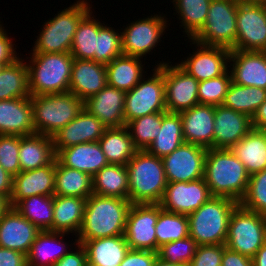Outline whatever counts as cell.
I'll list each match as a JSON object with an SVG mask.
<instances>
[{"label":"cell","mask_w":266,"mask_h":266,"mask_svg":"<svg viewBox=\"0 0 266 266\" xmlns=\"http://www.w3.org/2000/svg\"><path fill=\"white\" fill-rule=\"evenodd\" d=\"M158 134L146 149L151 155L163 158L185 143L180 113L162 112L161 130Z\"/></svg>","instance_id":"obj_35"},{"label":"cell","mask_w":266,"mask_h":266,"mask_svg":"<svg viewBox=\"0 0 266 266\" xmlns=\"http://www.w3.org/2000/svg\"><path fill=\"white\" fill-rule=\"evenodd\" d=\"M107 85L106 65L92 60L74 58L69 92L83 102L99 93Z\"/></svg>","instance_id":"obj_25"},{"label":"cell","mask_w":266,"mask_h":266,"mask_svg":"<svg viewBox=\"0 0 266 266\" xmlns=\"http://www.w3.org/2000/svg\"><path fill=\"white\" fill-rule=\"evenodd\" d=\"M56 159L49 165L21 171L13 177V192L9 206L33 195L54 196Z\"/></svg>","instance_id":"obj_23"},{"label":"cell","mask_w":266,"mask_h":266,"mask_svg":"<svg viewBox=\"0 0 266 266\" xmlns=\"http://www.w3.org/2000/svg\"><path fill=\"white\" fill-rule=\"evenodd\" d=\"M89 3L88 0H77L46 20L35 39L32 53H70L78 24L92 9Z\"/></svg>","instance_id":"obj_6"},{"label":"cell","mask_w":266,"mask_h":266,"mask_svg":"<svg viewBox=\"0 0 266 266\" xmlns=\"http://www.w3.org/2000/svg\"><path fill=\"white\" fill-rule=\"evenodd\" d=\"M253 129L252 118L222 105L215 106L214 148L231 149Z\"/></svg>","instance_id":"obj_20"},{"label":"cell","mask_w":266,"mask_h":266,"mask_svg":"<svg viewBox=\"0 0 266 266\" xmlns=\"http://www.w3.org/2000/svg\"><path fill=\"white\" fill-rule=\"evenodd\" d=\"M207 149L183 143L171 154L162 158L167 183L190 182L204 178Z\"/></svg>","instance_id":"obj_15"},{"label":"cell","mask_w":266,"mask_h":266,"mask_svg":"<svg viewBox=\"0 0 266 266\" xmlns=\"http://www.w3.org/2000/svg\"><path fill=\"white\" fill-rule=\"evenodd\" d=\"M0 266H27L26 255L0 247Z\"/></svg>","instance_id":"obj_54"},{"label":"cell","mask_w":266,"mask_h":266,"mask_svg":"<svg viewBox=\"0 0 266 266\" xmlns=\"http://www.w3.org/2000/svg\"><path fill=\"white\" fill-rule=\"evenodd\" d=\"M234 50L266 51L265 4L238 2Z\"/></svg>","instance_id":"obj_12"},{"label":"cell","mask_w":266,"mask_h":266,"mask_svg":"<svg viewBox=\"0 0 266 266\" xmlns=\"http://www.w3.org/2000/svg\"><path fill=\"white\" fill-rule=\"evenodd\" d=\"M265 100L266 89L254 86H241L231 82L222 106L245 113L253 118Z\"/></svg>","instance_id":"obj_39"},{"label":"cell","mask_w":266,"mask_h":266,"mask_svg":"<svg viewBox=\"0 0 266 266\" xmlns=\"http://www.w3.org/2000/svg\"><path fill=\"white\" fill-rule=\"evenodd\" d=\"M250 175L230 149H207L204 179L212 196L227 197L240 202Z\"/></svg>","instance_id":"obj_2"},{"label":"cell","mask_w":266,"mask_h":266,"mask_svg":"<svg viewBox=\"0 0 266 266\" xmlns=\"http://www.w3.org/2000/svg\"><path fill=\"white\" fill-rule=\"evenodd\" d=\"M198 244L190 236L163 244L158 249V257L169 263L188 266L193 259Z\"/></svg>","instance_id":"obj_47"},{"label":"cell","mask_w":266,"mask_h":266,"mask_svg":"<svg viewBox=\"0 0 266 266\" xmlns=\"http://www.w3.org/2000/svg\"><path fill=\"white\" fill-rule=\"evenodd\" d=\"M168 62L164 63L166 111L180 113L199 104V81L178 64Z\"/></svg>","instance_id":"obj_14"},{"label":"cell","mask_w":266,"mask_h":266,"mask_svg":"<svg viewBox=\"0 0 266 266\" xmlns=\"http://www.w3.org/2000/svg\"><path fill=\"white\" fill-rule=\"evenodd\" d=\"M211 197L204 178L190 182H169L159 204L166 211L188 215Z\"/></svg>","instance_id":"obj_16"},{"label":"cell","mask_w":266,"mask_h":266,"mask_svg":"<svg viewBox=\"0 0 266 266\" xmlns=\"http://www.w3.org/2000/svg\"><path fill=\"white\" fill-rule=\"evenodd\" d=\"M239 0H211L202 29L191 39L201 45L234 50Z\"/></svg>","instance_id":"obj_8"},{"label":"cell","mask_w":266,"mask_h":266,"mask_svg":"<svg viewBox=\"0 0 266 266\" xmlns=\"http://www.w3.org/2000/svg\"><path fill=\"white\" fill-rule=\"evenodd\" d=\"M229 64L232 82L266 89V51L231 50Z\"/></svg>","instance_id":"obj_22"},{"label":"cell","mask_w":266,"mask_h":266,"mask_svg":"<svg viewBox=\"0 0 266 266\" xmlns=\"http://www.w3.org/2000/svg\"><path fill=\"white\" fill-rule=\"evenodd\" d=\"M225 244L199 245L188 266H221Z\"/></svg>","instance_id":"obj_50"},{"label":"cell","mask_w":266,"mask_h":266,"mask_svg":"<svg viewBox=\"0 0 266 266\" xmlns=\"http://www.w3.org/2000/svg\"><path fill=\"white\" fill-rule=\"evenodd\" d=\"M9 207V202L2 195H0V218Z\"/></svg>","instance_id":"obj_59"},{"label":"cell","mask_w":266,"mask_h":266,"mask_svg":"<svg viewBox=\"0 0 266 266\" xmlns=\"http://www.w3.org/2000/svg\"><path fill=\"white\" fill-rule=\"evenodd\" d=\"M92 180L93 194L128 199L129 178L126 165L108 164Z\"/></svg>","instance_id":"obj_37"},{"label":"cell","mask_w":266,"mask_h":266,"mask_svg":"<svg viewBox=\"0 0 266 266\" xmlns=\"http://www.w3.org/2000/svg\"><path fill=\"white\" fill-rule=\"evenodd\" d=\"M56 159L68 168L83 171L92 177L108 165L99 142L73 145L56 152Z\"/></svg>","instance_id":"obj_27"},{"label":"cell","mask_w":266,"mask_h":266,"mask_svg":"<svg viewBox=\"0 0 266 266\" xmlns=\"http://www.w3.org/2000/svg\"><path fill=\"white\" fill-rule=\"evenodd\" d=\"M230 150L245 166L249 175L266 168V136L262 130L252 129Z\"/></svg>","instance_id":"obj_32"},{"label":"cell","mask_w":266,"mask_h":266,"mask_svg":"<svg viewBox=\"0 0 266 266\" xmlns=\"http://www.w3.org/2000/svg\"><path fill=\"white\" fill-rule=\"evenodd\" d=\"M239 203L227 197L212 196L187 215L189 236L198 245L225 244L231 213Z\"/></svg>","instance_id":"obj_5"},{"label":"cell","mask_w":266,"mask_h":266,"mask_svg":"<svg viewBox=\"0 0 266 266\" xmlns=\"http://www.w3.org/2000/svg\"><path fill=\"white\" fill-rule=\"evenodd\" d=\"M157 252L163 244L187 238L189 236V221L187 215L161 209L155 225Z\"/></svg>","instance_id":"obj_43"},{"label":"cell","mask_w":266,"mask_h":266,"mask_svg":"<svg viewBox=\"0 0 266 266\" xmlns=\"http://www.w3.org/2000/svg\"><path fill=\"white\" fill-rule=\"evenodd\" d=\"M90 10L78 24L70 54L80 60H92L96 52L97 34L104 23L100 22ZM95 18V19H94Z\"/></svg>","instance_id":"obj_40"},{"label":"cell","mask_w":266,"mask_h":266,"mask_svg":"<svg viewBox=\"0 0 266 266\" xmlns=\"http://www.w3.org/2000/svg\"><path fill=\"white\" fill-rule=\"evenodd\" d=\"M98 142L109 164L127 165L138 151L125 126L108 128Z\"/></svg>","instance_id":"obj_36"},{"label":"cell","mask_w":266,"mask_h":266,"mask_svg":"<svg viewBox=\"0 0 266 266\" xmlns=\"http://www.w3.org/2000/svg\"><path fill=\"white\" fill-rule=\"evenodd\" d=\"M107 129L97 117L83 108L71 122L52 136L54 150L57 152L81 143L98 142Z\"/></svg>","instance_id":"obj_18"},{"label":"cell","mask_w":266,"mask_h":266,"mask_svg":"<svg viewBox=\"0 0 266 266\" xmlns=\"http://www.w3.org/2000/svg\"><path fill=\"white\" fill-rule=\"evenodd\" d=\"M66 234L69 235L64 232L40 231L26 255L27 266H52L59 261L72 250L68 249V243L63 242Z\"/></svg>","instance_id":"obj_28"},{"label":"cell","mask_w":266,"mask_h":266,"mask_svg":"<svg viewBox=\"0 0 266 266\" xmlns=\"http://www.w3.org/2000/svg\"><path fill=\"white\" fill-rule=\"evenodd\" d=\"M6 32V29L2 26L0 28V63L8 66L13 64L20 57L15 50L17 46L13 44L12 39H10L11 36H9Z\"/></svg>","instance_id":"obj_52"},{"label":"cell","mask_w":266,"mask_h":266,"mask_svg":"<svg viewBox=\"0 0 266 266\" xmlns=\"http://www.w3.org/2000/svg\"><path fill=\"white\" fill-rule=\"evenodd\" d=\"M176 13L181 20L183 33L189 41L202 29L206 22L211 0H173Z\"/></svg>","instance_id":"obj_42"},{"label":"cell","mask_w":266,"mask_h":266,"mask_svg":"<svg viewBox=\"0 0 266 266\" xmlns=\"http://www.w3.org/2000/svg\"><path fill=\"white\" fill-rule=\"evenodd\" d=\"M86 251L91 266H119L129 251L124 235L77 241Z\"/></svg>","instance_id":"obj_29"},{"label":"cell","mask_w":266,"mask_h":266,"mask_svg":"<svg viewBox=\"0 0 266 266\" xmlns=\"http://www.w3.org/2000/svg\"><path fill=\"white\" fill-rule=\"evenodd\" d=\"M55 159L56 152L52 137L43 134L20 136V172L44 167L51 164Z\"/></svg>","instance_id":"obj_30"},{"label":"cell","mask_w":266,"mask_h":266,"mask_svg":"<svg viewBox=\"0 0 266 266\" xmlns=\"http://www.w3.org/2000/svg\"><path fill=\"white\" fill-rule=\"evenodd\" d=\"M30 95L69 92L74 57L70 53H30Z\"/></svg>","instance_id":"obj_4"},{"label":"cell","mask_w":266,"mask_h":266,"mask_svg":"<svg viewBox=\"0 0 266 266\" xmlns=\"http://www.w3.org/2000/svg\"><path fill=\"white\" fill-rule=\"evenodd\" d=\"M166 15L162 16L158 14H151L145 19H138L135 22L132 21L129 26L121 32L122 50L124 55H130L134 57L146 58V54L150 55L151 50L157 47L161 42V37L165 33L167 28ZM165 18V19H164ZM145 55V56H144Z\"/></svg>","instance_id":"obj_11"},{"label":"cell","mask_w":266,"mask_h":266,"mask_svg":"<svg viewBox=\"0 0 266 266\" xmlns=\"http://www.w3.org/2000/svg\"><path fill=\"white\" fill-rule=\"evenodd\" d=\"M266 242V216L238 204L231 213L225 246L252 258Z\"/></svg>","instance_id":"obj_9"},{"label":"cell","mask_w":266,"mask_h":266,"mask_svg":"<svg viewBox=\"0 0 266 266\" xmlns=\"http://www.w3.org/2000/svg\"><path fill=\"white\" fill-rule=\"evenodd\" d=\"M86 198L54 196L52 231L77 236L85 213Z\"/></svg>","instance_id":"obj_31"},{"label":"cell","mask_w":266,"mask_h":266,"mask_svg":"<svg viewBox=\"0 0 266 266\" xmlns=\"http://www.w3.org/2000/svg\"><path fill=\"white\" fill-rule=\"evenodd\" d=\"M221 266H253L252 258L233 251L225 246Z\"/></svg>","instance_id":"obj_55"},{"label":"cell","mask_w":266,"mask_h":266,"mask_svg":"<svg viewBox=\"0 0 266 266\" xmlns=\"http://www.w3.org/2000/svg\"><path fill=\"white\" fill-rule=\"evenodd\" d=\"M30 96L28 65L19 58L0 72V100Z\"/></svg>","instance_id":"obj_38"},{"label":"cell","mask_w":266,"mask_h":266,"mask_svg":"<svg viewBox=\"0 0 266 266\" xmlns=\"http://www.w3.org/2000/svg\"><path fill=\"white\" fill-rule=\"evenodd\" d=\"M126 92L106 85L99 93L84 101V108L108 128L124 127Z\"/></svg>","instance_id":"obj_24"},{"label":"cell","mask_w":266,"mask_h":266,"mask_svg":"<svg viewBox=\"0 0 266 266\" xmlns=\"http://www.w3.org/2000/svg\"><path fill=\"white\" fill-rule=\"evenodd\" d=\"M132 203L128 199L92 194L86 199L85 213L77 241L124 235Z\"/></svg>","instance_id":"obj_1"},{"label":"cell","mask_w":266,"mask_h":266,"mask_svg":"<svg viewBox=\"0 0 266 266\" xmlns=\"http://www.w3.org/2000/svg\"><path fill=\"white\" fill-rule=\"evenodd\" d=\"M160 204H132L125 225L124 237L131 250L157 252L155 225Z\"/></svg>","instance_id":"obj_13"},{"label":"cell","mask_w":266,"mask_h":266,"mask_svg":"<svg viewBox=\"0 0 266 266\" xmlns=\"http://www.w3.org/2000/svg\"><path fill=\"white\" fill-rule=\"evenodd\" d=\"M93 194L90 174L63 166L56 159L54 196L89 198Z\"/></svg>","instance_id":"obj_34"},{"label":"cell","mask_w":266,"mask_h":266,"mask_svg":"<svg viewBox=\"0 0 266 266\" xmlns=\"http://www.w3.org/2000/svg\"><path fill=\"white\" fill-rule=\"evenodd\" d=\"M153 266H183V265H176L173 263H169L167 261L162 260L161 258L157 256Z\"/></svg>","instance_id":"obj_60"},{"label":"cell","mask_w":266,"mask_h":266,"mask_svg":"<svg viewBox=\"0 0 266 266\" xmlns=\"http://www.w3.org/2000/svg\"><path fill=\"white\" fill-rule=\"evenodd\" d=\"M159 62L154 67L151 77H143L136 86L126 92L125 124L145 115L166 111L164 83V63L166 62Z\"/></svg>","instance_id":"obj_10"},{"label":"cell","mask_w":266,"mask_h":266,"mask_svg":"<svg viewBox=\"0 0 266 266\" xmlns=\"http://www.w3.org/2000/svg\"><path fill=\"white\" fill-rule=\"evenodd\" d=\"M243 3H256V4H266V0H239Z\"/></svg>","instance_id":"obj_61"},{"label":"cell","mask_w":266,"mask_h":266,"mask_svg":"<svg viewBox=\"0 0 266 266\" xmlns=\"http://www.w3.org/2000/svg\"><path fill=\"white\" fill-rule=\"evenodd\" d=\"M126 166L128 200L132 204H159L167 185L162 158L138 150Z\"/></svg>","instance_id":"obj_3"},{"label":"cell","mask_w":266,"mask_h":266,"mask_svg":"<svg viewBox=\"0 0 266 266\" xmlns=\"http://www.w3.org/2000/svg\"><path fill=\"white\" fill-rule=\"evenodd\" d=\"M73 245L78 247H74L76 251L70 250L52 266H86L88 261L85 248L81 244L77 243V239H75Z\"/></svg>","instance_id":"obj_53"},{"label":"cell","mask_w":266,"mask_h":266,"mask_svg":"<svg viewBox=\"0 0 266 266\" xmlns=\"http://www.w3.org/2000/svg\"><path fill=\"white\" fill-rule=\"evenodd\" d=\"M35 134L52 137L71 122L84 108L74 94L31 95Z\"/></svg>","instance_id":"obj_7"},{"label":"cell","mask_w":266,"mask_h":266,"mask_svg":"<svg viewBox=\"0 0 266 266\" xmlns=\"http://www.w3.org/2000/svg\"><path fill=\"white\" fill-rule=\"evenodd\" d=\"M253 129H266V100L260 105L256 114L252 118Z\"/></svg>","instance_id":"obj_57"},{"label":"cell","mask_w":266,"mask_h":266,"mask_svg":"<svg viewBox=\"0 0 266 266\" xmlns=\"http://www.w3.org/2000/svg\"><path fill=\"white\" fill-rule=\"evenodd\" d=\"M19 147L20 136L0 135V165L13 177L20 173Z\"/></svg>","instance_id":"obj_49"},{"label":"cell","mask_w":266,"mask_h":266,"mask_svg":"<svg viewBox=\"0 0 266 266\" xmlns=\"http://www.w3.org/2000/svg\"><path fill=\"white\" fill-rule=\"evenodd\" d=\"M13 192V176L4 170L0 165V195L8 202Z\"/></svg>","instance_id":"obj_56"},{"label":"cell","mask_w":266,"mask_h":266,"mask_svg":"<svg viewBox=\"0 0 266 266\" xmlns=\"http://www.w3.org/2000/svg\"><path fill=\"white\" fill-rule=\"evenodd\" d=\"M54 196L33 195L13 207L39 230L52 231Z\"/></svg>","instance_id":"obj_41"},{"label":"cell","mask_w":266,"mask_h":266,"mask_svg":"<svg viewBox=\"0 0 266 266\" xmlns=\"http://www.w3.org/2000/svg\"><path fill=\"white\" fill-rule=\"evenodd\" d=\"M231 82L232 78L229 70L219 77L200 81L198 86L199 104L222 105Z\"/></svg>","instance_id":"obj_48"},{"label":"cell","mask_w":266,"mask_h":266,"mask_svg":"<svg viewBox=\"0 0 266 266\" xmlns=\"http://www.w3.org/2000/svg\"><path fill=\"white\" fill-rule=\"evenodd\" d=\"M239 204L266 216V168L250 175L246 193Z\"/></svg>","instance_id":"obj_46"},{"label":"cell","mask_w":266,"mask_h":266,"mask_svg":"<svg viewBox=\"0 0 266 266\" xmlns=\"http://www.w3.org/2000/svg\"><path fill=\"white\" fill-rule=\"evenodd\" d=\"M161 124L162 112H156L131 120L126 123L125 127L129 131L134 146L138 150H146L158 137Z\"/></svg>","instance_id":"obj_44"},{"label":"cell","mask_w":266,"mask_h":266,"mask_svg":"<svg viewBox=\"0 0 266 266\" xmlns=\"http://www.w3.org/2000/svg\"><path fill=\"white\" fill-rule=\"evenodd\" d=\"M253 266H266V242L258 249L252 257Z\"/></svg>","instance_id":"obj_58"},{"label":"cell","mask_w":266,"mask_h":266,"mask_svg":"<svg viewBox=\"0 0 266 266\" xmlns=\"http://www.w3.org/2000/svg\"><path fill=\"white\" fill-rule=\"evenodd\" d=\"M141 60L140 57L124 54L116 57L106 65L107 84L125 92L130 91L146 73Z\"/></svg>","instance_id":"obj_33"},{"label":"cell","mask_w":266,"mask_h":266,"mask_svg":"<svg viewBox=\"0 0 266 266\" xmlns=\"http://www.w3.org/2000/svg\"><path fill=\"white\" fill-rule=\"evenodd\" d=\"M40 231L14 207H9L0 218V247L27 255Z\"/></svg>","instance_id":"obj_19"},{"label":"cell","mask_w":266,"mask_h":266,"mask_svg":"<svg viewBox=\"0 0 266 266\" xmlns=\"http://www.w3.org/2000/svg\"><path fill=\"white\" fill-rule=\"evenodd\" d=\"M35 134L30 97L0 100V135Z\"/></svg>","instance_id":"obj_26"},{"label":"cell","mask_w":266,"mask_h":266,"mask_svg":"<svg viewBox=\"0 0 266 266\" xmlns=\"http://www.w3.org/2000/svg\"><path fill=\"white\" fill-rule=\"evenodd\" d=\"M5 65L3 63H0V72L4 69Z\"/></svg>","instance_id":"obj_62"},{"label":"cell","mask_w":266,"mask_h":266,"mask_svg":"<svg viewBox=\"0 0 266 266\" xmlns=\"http://www.w3.org/2000/svg\"><path fill=\"white\" fill-rule=\"evenodd\" d=\"M195 44L193 54H189L187 60L177 63L189 75L194 76L199 82L216 78L223 75L229 68V57L231 50L223 47Z\"/></svg>","instance_id":"obj_17"},{"label":"cell","mask_w":266,"mask_h":266,"mask_svg":"<svg viewBox=\"0 0 266 266\" xmlns=\"http://www.w3.org/2000/svg\"><path fill=\"white\" fill-rule=\"evenodd\" d=\"M185 143L214 148L215 106L197 104L180 112Z\"/></svg>","instance_id":"obj_21"},{"label":"cell","mask_w":266,"mask_h":266,"mask_svg":"<svg viewBox=\"0 0 266 266\" xmlns=\"http://www.w3.org/2000/svg\"><path fill=\"white\" fill-rule=\"evenodd\" d=\"M158 254L149 250H131L119 266H153Z\"/></svg>","instance_id":"obj_51"},{"label":"cell","mask_w":266,"mask_h":266,"mask_svg":"<svg viewBox=\"0 0 266 266\" xmlns=\"http://www.w3.org/2000/svg\"><path fill=\"white\" fill-rule=\"evenodd\" d=\"M122 54L121 31L116 32L113 27L104 24L97 34L96 52L92 61L107 65Z\"/></svg>","instance_id":"obj_45"}]
</instances>
